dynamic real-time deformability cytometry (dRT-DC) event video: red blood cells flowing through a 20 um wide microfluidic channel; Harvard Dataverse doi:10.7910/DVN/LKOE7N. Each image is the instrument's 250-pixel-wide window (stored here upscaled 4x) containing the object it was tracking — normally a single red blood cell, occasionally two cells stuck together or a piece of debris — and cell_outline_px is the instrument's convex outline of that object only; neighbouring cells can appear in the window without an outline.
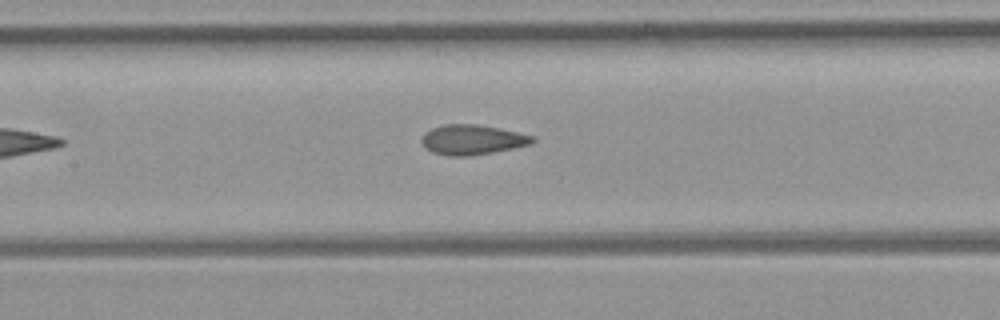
{"species": "common noctule bat (a hibernating species)", "species_latin": "Nyctalus noctula", "temperature_condition": "room temperature", "stored_images_in_passage": 4, "camera_frame_rate_fps": 3000, "um_per_image_px": 0.085, "animal": {"sex": "female", "body_mass_g": 21.9}, "frame": {"image": 1, "passage_image": 4, "time_ms": 3.667, "image_size_px": [1000, 320], "cell_outline_px": [[536, 140], [532, 144], [492, 152], [468, 156], [448, 156], [432, 152], [424, 148], [420, 140], [424, 132], [432, 128], [444, 124], [476, 124], [536, 136]], "centroid_in_image_um": [40.11, 11.88], "position_along_channel_um": 167.3, "area_um2": 19.36}}